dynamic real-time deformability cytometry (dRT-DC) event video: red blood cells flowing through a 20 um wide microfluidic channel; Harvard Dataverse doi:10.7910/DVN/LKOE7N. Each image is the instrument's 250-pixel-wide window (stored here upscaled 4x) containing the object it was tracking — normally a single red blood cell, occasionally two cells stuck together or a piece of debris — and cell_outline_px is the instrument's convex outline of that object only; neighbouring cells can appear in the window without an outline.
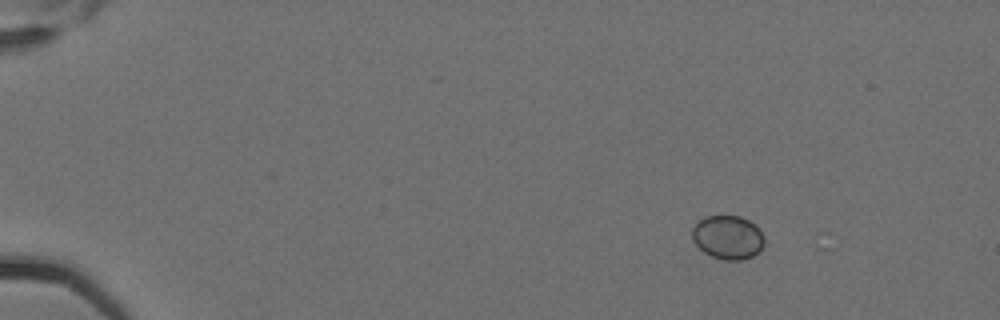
{"species": "Egyptian fruit bat (a non-hibernating species)", "species_latin": "Rousettus aegyptiacus", "temperature_condition": "cold", "stored_images_in_passage": 5, "camera_frame_rate_fps": 3000, "um_per_image_px": 0.085, "animal": {"sex": "female"}, "frame": {"image": 1, "passage_image": 1, "time_ms": 0.0, "image_size_px": [1000, 320], "cell_outline_px": [[764, 244], [760, 252], [752, 256], [740, 260], [724, 260], [712, 256], [704, 252], [692, 240], [692, 228], [704, 216], [740, 216], [748, 220], [764, 236]], "centroid_in_image_um": [61.86, 20.18], "position_along_channel_um": 23.1, "area_um2": 18.26}}
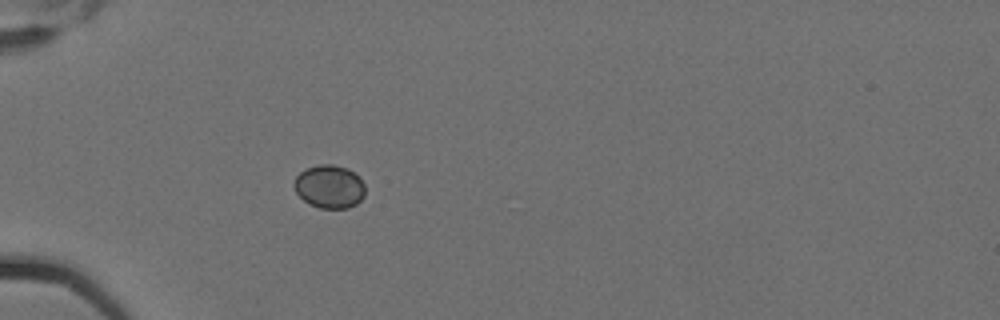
{"frame": {"image": 2, "passage_image": 4, "time_ms": 1.0, "image_size_px": [1000, 320], "cell_outline_px": [[364, 196], [356, 204], [348, 208], [320, 208], [308, 204], [296, 192], [292, 184], [296, 176], [300, 172], [308, 168], [320, 164], [332, 164], [348, 168], [364, 184]], "centroid_in_image_um": [27.97, 15.87], "position_along_channel_um": 57.0, "area_um2": 17.8}}